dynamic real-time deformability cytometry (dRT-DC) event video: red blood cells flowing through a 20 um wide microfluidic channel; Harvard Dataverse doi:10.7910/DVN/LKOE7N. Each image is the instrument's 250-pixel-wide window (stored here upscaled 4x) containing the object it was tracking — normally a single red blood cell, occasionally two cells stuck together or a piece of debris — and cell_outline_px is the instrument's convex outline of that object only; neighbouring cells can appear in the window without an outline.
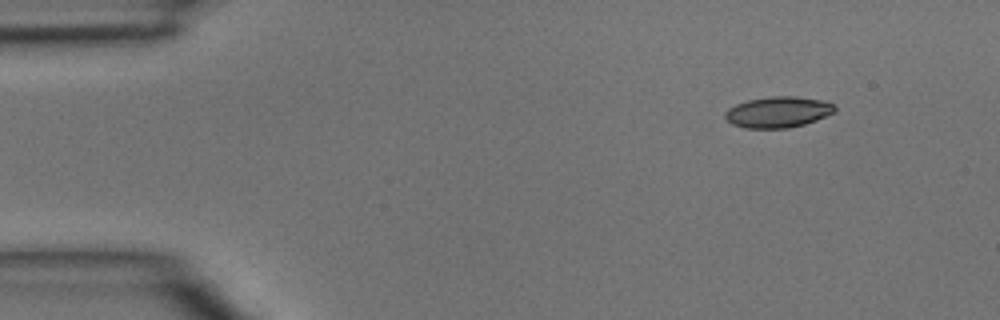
{"species": "common noctule bat (a hibernating species)", "species_latin": "Nyctalus noctula", "temperature_condition": "room temperature", "stored_images_in_passage": 3, "camera_frame_rate_fps": 3000, "um_per_image_px": 0.085, "animal": {"sex": "male", "body_mass_g": 15.6}, "frame": {"image": 1, "passage_image": 1, "time_ms": 0.0, "image_size_px": [1000, 320], "cell_outline_px": [[836, 112], [816, 120], [804, 124], [788, 128], [744, 128], [732, 124], [724, 116], [724, 112], [728, 108], [736, 104], [748, 100], [772, 96], [796, 96], [820, 100], [836, 104]], "centroid_in_image_um": [66.14, 9.52], "position_along_channel_um": 18.9, "area_um2": 19.88}}